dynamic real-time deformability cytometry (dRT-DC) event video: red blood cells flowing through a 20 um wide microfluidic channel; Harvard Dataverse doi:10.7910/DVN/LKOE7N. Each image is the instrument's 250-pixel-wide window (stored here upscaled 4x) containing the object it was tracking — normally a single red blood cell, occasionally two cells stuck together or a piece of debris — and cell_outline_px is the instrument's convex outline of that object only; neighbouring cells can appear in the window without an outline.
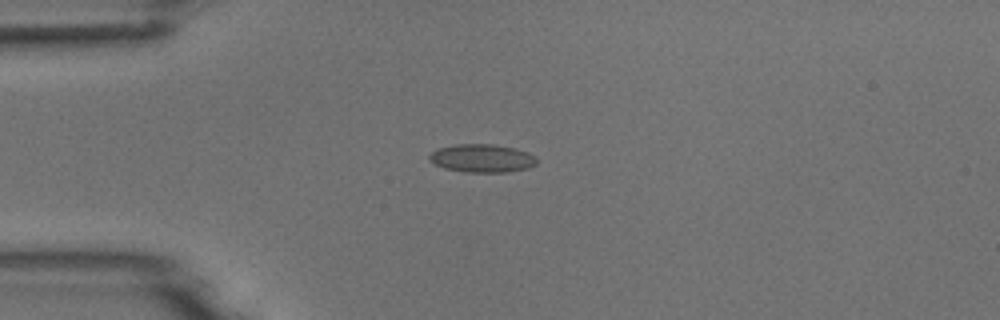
{"species": "common noctule bat (a hibernating species)", "species_latin": "Nyctalus noctula", "temperature_condition": "room temperature", "stored_images_in_passage": 4, "camera_frame_rate_fps": 3000, "um_per_image_px": 0.085, "animal": {"sex": "male", "body_mass_g": 18.8}, "frame": {"image": 1, "passage_image": 4, "time_ms": 3.667, "image_size_px": [1000, 320], "cell_outline_px": [[536, 164], [528, 168], [508, 172], [464, 172], [444, 168], [428, 160], [428, 156], [436, 148], [456, 144], [492, 144], [512, 148], [528, 152], [536, 156]], "centroid_in_image_um": [40.95, 13.45], "position_along_channel_um": 44.0, "area_um2": 17.69}}